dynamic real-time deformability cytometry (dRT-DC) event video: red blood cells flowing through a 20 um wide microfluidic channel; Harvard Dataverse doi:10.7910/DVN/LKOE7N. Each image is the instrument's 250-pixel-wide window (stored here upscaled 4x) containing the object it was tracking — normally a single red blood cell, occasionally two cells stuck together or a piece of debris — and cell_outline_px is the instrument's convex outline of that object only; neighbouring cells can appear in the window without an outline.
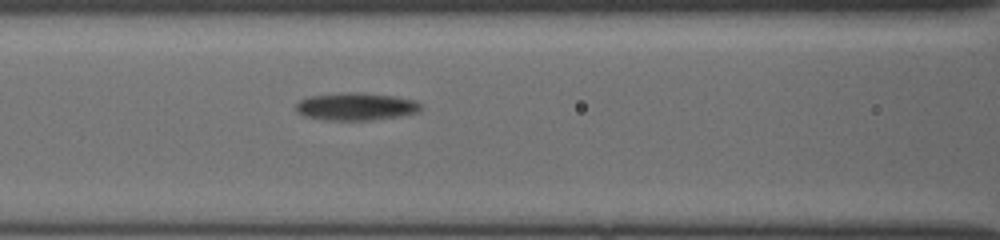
{"species": "common noctule bat (a hibernating species)", "species_latin": "Nyctalus noctula", "temperature_condition": "cold", "stored_images_in_passage": 33, "camera_frame_rate_fps": 3000, "um_per_image_px": 0.085, "animal": {"sex": "female", "body_mass_g": 19.5, "forearm_length_mm": 54.1}, "frame": {"image": 1, "passage_image": 15, "time_ms": 6.333, "image_size_px": [1000, 240], "cell_outline_px": [[424, 108], [416, 112], [396, 116], [368, 120], [328, 120], [304, 116], [296, 108], [296, 104], [300, 100], [312, 96], [348, 92], [360, 92], [396, 96], [416, 100], [424, 104]], "centroid_in_image_um": [30.32, 9.04], "position_along_channel_um": 136.3, "area_um2": 19.94}}
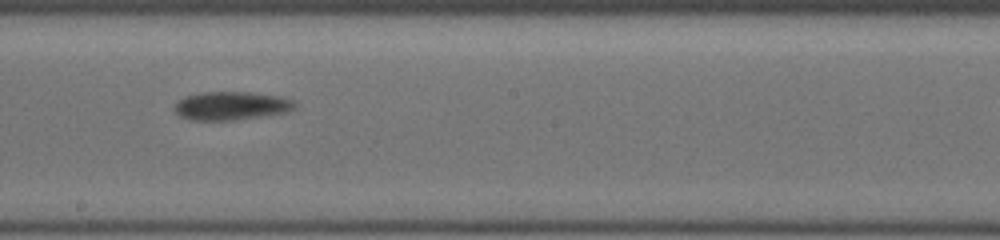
{"frame": {"image": 2, "passage_image": 21, "time_ms": 8.667, "image_size_px": [1000, 240], "cell_outline_px": [[296, 104], [292, 108], [284, 112], [232, 120], [196, 120], [180, 116], [176, 112], [176, 104], [180, 100], [188, 96], [204, 92], [248, 92], [280, 96], [292, 100]], "centroid_in_image_um": [19.65, 8.98], "position_along_channel_um": 228.5, "area_um2": 19.25}}
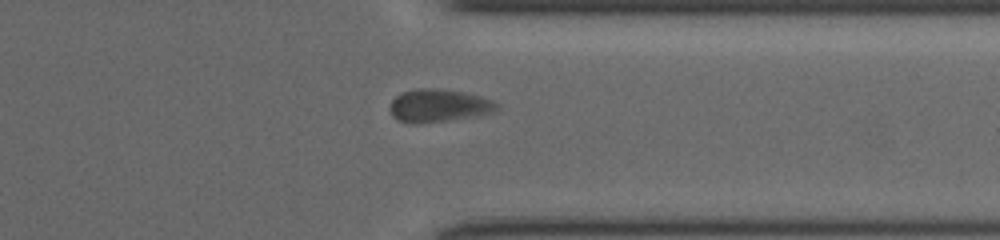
{"frame": {"image": 3, "passage_image": 29, "time_ms": 12.333, "image_size_px": [1000, 240], "cell_outline_px": [[500, 108], [492, 112], [480, 116], [416, 124], [408, 124], [396, 120], [392, 116], [388, 108], [392, 100], [400, 92], [416, 88], [436, 88], [464, 92], [480, 96], [492, 100], [500, 104]], "centroid_in_image_um": [37.26, 8.99], "position_along_channel_um": 374.1, "area_um2": 20.98}}